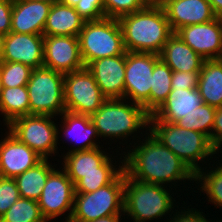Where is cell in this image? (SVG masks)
I'll return each mask as SVG.
<instances>
[{"instance_id":"7dc6e473","label":"cell","mask_w":222,"mask_h":222,"mask_svg":"<svg viewBox=\"0 0 222 222\" xmlns=\"http://www.w3.org/2000/svg\"><path fill=\"white\" fill-rule=\"evenodd\" d=\"M147 5H154L157 0H143Z\"/></svg>"},{"instance_id":"f1b7e54d","label":"cell","mask_w":222,"mask_h":222,"mask_svg":"<svg viewBox=\"0 0 222 222\" xmlns=\"http://www.w3.org/2000/svg\"><path fill=\"white\" fill-rule=\"evenodd\" d=\"M216 109L206 103H202L191 113L186 114L176 124L181 128L194 130L207 135L211 141L212 129L216 115Z\"/></svg>"},{"instance_id":"9c48e42d","label":"cell","mask_w":222,"mask_h":222,"mask_svg":"<svg viewBox=\"0 0 222 222\" xmlns=\"http://www.w3.org/2000/svg\"><path fill=\"white\" fill-rule=\"evenodd\" d=\"M54 116L26 115L14 119L8 131L20 142L38 153L43 159H48L58 150V126L52 121Z\"/></svg>"},{"instance_id":"277c9868","label":"cell","mask_w":222,"mask_h":222,"mask_svg":"<svg viewBox=\"0 0 222 222\" xmlns=\"http://www.w3.org/2000/svg\"><path fill=\"white\" fill-rule=\"evenodd\" d=\"M148 130L195 174L202 169L198 162L217 154L207 135L181 128L176 123L149 121Z\"/></svg>"},{"instance_id":"cb8c5ba5","label":"cell","mask_w":222,"mask_h":222,"mask_svg":"<svg viewBox=\"0 0 222 222\" xmlns=\"http://www.w3.org/2000/svg\"><path fill=\"white\" fill-rule=\"evenodd\" d=\"M85 20L74 7L52 4L44 26V36H79Z\"/></svg>"},{"instance_id":"3957f363","label":"cell","mask_w":222,"mask_h":222,"mask_svg":"<svg viewBox=\"0 0 222 222\" xmlns=\"http://www.w3.org/2000/svg\"><path fill=\"white\" fill-rule=\"evenodd\" d=\"M127 102L124 98H108L90 116L100 138L123 140L137 133L138 129H149L150 114L142 105L131 103L130 100Z\"/></svg>"},{"instance_id":"bcb514c9","label":"cell","mask_w":222,"mask_h":222,"mask_svg":"<svg viewBox=\"0 0 222 222\" xmlns=\"http://www.w3.org/2000/svg\"><path fill=\"white\" fill-rule=\"evenodd\" d=\"M29 1H42L50 4H56V3H61L62 0H29Z\"/></svg>"},{"instance_id":"52a82bcc","label":"cell","mask_w":222,"mask_h":222,"mask_svg":"<svg viewBox=\"0 0 222 222\" xmlns=\"http://www.w3.org/2000/svg\"><path fill=\"white\" fill-rule=\"evenodd\" d=\"M124 212V170L92 193H75L69 222H91Z\"/></svg>"},{"instance_id":"8992f818","label":"cell","mask_w":222,"mask_h":222,"mask_svg":"<svg viewBox=\"0 0 222 222\" xmlns=\"http://www.w3.org/2000/svg\"><path fill=\"white\" fill-rule=\"evenodd\" d=\"M78 39L85 67L92 61L126 52L122 30L116 18L85 21Z\"/></svg>"},{"instance_id":"e0dca14e","label":"cell","mask_w":222,"mask_h":222,"mask_svg":"<svg viewBox=\"0 0 222 222\" xmlns=\"http://www.w3.org/2000/svg\"><path fill=\"white\" fill-rule=\"evenodd\" d=\"M6 133L4 139L0 140V176L15 178L36 166L43 158L9 131Z\"/></svg>"},{"instance_id":"ab89813d","label":"cell","mask_w":222,"mask_h":222,"mask_svg":"<svg viewBox=\"0 0 222 222\" xmlns=\"http://www.w3.org/2000/svg\"><path fill=\"white\" fill-rule=\"evenodd\" d=\"M211 144L213 148L219 153L222 146V107L216 109L211 135Z\"/></svg>"},{"instance_id":"ee69618b","label":"cell","mask_w":222,"mask_h":222,"mask_svg":"<svg viewBox=\"0 0 222 222\" xmlns=\"http://www.w3.org/2000/svg\"><path fill=\"white\" fill-rule=\"evenodd\" d=\"M4 38H5V35L0 33V61H1L2 53H3Z\"/></svg>"},{"instance_id":"d4e9b609","label":"cell","mask_w":222,"mask_h":222,"mask_svg":"<svg viewBox=\"0 0 222 222\" xmlns=\"http://www.w3.org/2000/svg\"><path fill=\"white\" fill-rule=\"evenodd\" d=\"M203 103L222 107V60H205L200 71L198 88Z\"/></svg>"},{"instance_id":"8d00e7d4","label":"cell","mask_w":222,"mask_h":222,"mask_svg":"<svg viewBox=\"0 0 222 222\" xmlns=\"http://www.w3.org/2000/svg\"><path fill=\"white\" fill-rule=\"evenodd\" d=\"M200 72H173L171 79L172 89L198 88Z\"/></svg>"},{"instance_id":"8fae6325","label":"cell","mask_w":222,"mask_h":222,"mask_svg":"<svg viewBox=\"0 0 222 222\" xmlns=\"http://www.w3.org/2000/svg\"><path fill=\"white\" fill-rule=\"evenodd\" d=\"M159 54L126 51L124 99L140 104L150 114V90Z\"/></svg>"},{"instance_id":"7bdbcfd3","label":"cell","mask_w":222,"mask_h":222,"mask_svg":"<svg viewBox=\"0 0 222 222\" xmlns=\"http://www.w3.org/2000/svg\"><path fill=\"white\" fill-rule=\"evenodd\" d=\"M80 0H62L61 3L71 6V7H75V5L79 2Z\"/></svg>"},{"instance_id":"7c38bea8","label":"cell","mask_w":222,"mask_h":222,"mask_svg":"<svg viewBox=\"0 0 222 222\" xmlns=\"http://www.w3.org/2000/svg\"><path fill=\"white\" fill-rule=\"evenodd\" d=\"M54 169L48 176L38 200L41 214L46 222L69 212L65 222H69L75 195V186L67 173Z\"/></svg>"},{"instance_id":"f6af8a7d","label":"cell","mask_w":222,"mask_h":222,"mask_svg":"<svg viewBox=\"0 0 222 222\" xmlns=\"http://www.w3.org/2000/svg\"><path fill=\"white\" fill-rule=\"evenodd\" d=\"M170 1H173V0H157V2H156L154 5L163 8V7H164L167 3H169Z\"/></svg>"},{"instance_id":"9a60e30c","label":"cell","mask_w":222,"mask_h":222,"mask_svg":"<svg viewBox=\"0 0 222 222\" xmlns=\"http://www.w3.org/2000/svg\"><path fill=\"white\" fill-rule=\"evenodd\" d=\"M175 33L204 60L220 59L222 40L219 18L206 23L183 26Z\"/></svg>"},{"instance_id":"ba28073f","label":"cell","mask_w":222,"mask_h":222,"mask_svg":"<svg viewBox=\"0 0 222 222\" xmlns=\"http://www.w3.org/2000/svg\"><path fill=\"white\" fill-rule=\"evenodd\" d=\"M30 115H61L65 110L64 74L47 67L33 69L26 85Z\"/></svg>"},{"instance_id":"d6a6232c","label":"cell","mask_w":222,"mask_h":222,"mask_svg":"<svg viewBox=\"0 0 222 222\" xmlns=\"http://www.w3.org/2000/svg\"><path fill=\"white\" fill-rule=\"evenodd\" d=\"M120 173L80 174V180L74 185L75 193H92L110 184Z\"/></svg>"},{"instance_id":"ffe728a7","label":"cell","mask_w":222,"mask_h":222,"mask_svg":"<svg viewBox=\"0 0 222 222\" xmlns=\"http://www.w3.org/2000/svg\"><path fill=\"white\" fill-rule=\"evenodd\" d=\"M51 6L42 1L13 0L11 32L43 35Z\"/></svg>"},{"instance_id":"681fc988","label":"cell","mask_w":222,"mask_h":222,"mask_svg":"<svg viewBox=\"0 0 222 222\" xmlns=\"http://www.w3.org/2000/svg\"><path fill=\"white\" fill-rule=\"evenodd\" d=\"M2 91H3V85H2V82H1V78H0V97H1Z\"/></svg>"},{"instance_id":"7402d4cb","label":"cell","mask_w":222,"mask_h":222,"mask_svg":"<svg viewBox=\"0 0 222 222\" xmlns=\"http://www.w3.org/2000/svg\"><path fill=\"white\" fill-rule=\"evenodd\" d=\"M159 56L173 72H200L205 61L176 33L168 38Z\"/></svg>"},{"instance_id":"d6986e66","label":"cell","mask_w":222,"mask_h":222,"mask_svg":"<svg viewBox=\"0 0 222 222\" xmlns=\"http://www.w3.org/2000/svg\"><path fill=\"white\" fill-rule=\"evenodd\" d=\"M163 8L173 33L183 26L206 23L216 18L208 0H173Z\"/></svg>"},{"instance_id":"f35d334b","label":"cell","mask_w":222,"mask_h":222,"mask_svg":"<svg viewBox=\"0 0 222 222\" xmlns=\"http://www.w3.org/2000/svg\"><path fill=\"white\" fill-rule=\"evenodd\" d=\"M187 210L188 211L183 210L184 212H176L168 222H209L207 221L208 219L205 218V215H202L203 212H200V210H196L195 208H190V210L187 208Z\"/></svg>"},{"instance_id":"f546056e","label":"cell","mask_w":222,"mask_h":222,"mask_svg":"<svg viewBox=\"0 0 222 222\" xmlns=\"http://www.w3.org/2000/svg\"><path fill=\"white\" fill-rule=\"evenodd\" d=\"M0 222H46L38 201L20 197L4 215Z\"/></svg>"},{"instance_id":"d590c367","label":"cell","mask_w":222,"mask_h":222,"mask_svg":"<svg viewBox=\"0 0 222 222\" xmlns=\"http://www.w3.org/2000/svg\"><path fill=\"white\" fill-rule=\"evenodd\" d=\"M74 8L85 21L106 17L102 0H80Z\"/></svg>"},{"instance_id":"484cf974","label":"cell","mask_w":222,"mask_h":222,"mask_svg":"<svg viewBox=\"0 0 222 222\" xmlns=\"http://www.w3.org/2000/svg\"><path fill=\"white\" fill-rule=\"evenodd\" d=\"M54 169L48 159H43L36 166L16 176L14 179L20 197L38 201L47 178Z\"/></svg>"},{"instance_id":"30bf717a","label":"cell","mask_w":222,"mask_h":222,"mask_svg":"<svg viewBox=\"0 0 222 222\" xmlns=\"http://www.w3.org/2000/svg\"><path fill=\"white\" fill-rule=\"evenodd\" d=\"M63 91L66 111L77 114L91 116L108 99L86 67L64 74Z\"/></svg>"},{"instance_id":"6da1fadb","label":"cell","mask_w":222,"mask_h":222,"mask_svg":"<svg viewBox=\"0 0 222 222\" xmlns=\"http://www.w3.org/2000/svg\"><path fill=\"white\" fill-rule=\"evenodd\" d=\"M137 146L123 153L125 175L149 184H168L195 180V173L150 131ZM149 134V135H148ZM148 136V137H147ZM144 142V143H143ZM185 180V181H184Z\"/></svg>"},{"instance_id":"4dcf8cb0","label":"cell","mask_w":222,"mask_h":222,"mask_svg":"<svg viewBox=\"0 0 222 222\" xmlns=\"http://www.w3.org/2000/svg\"><path fill=\"white\" fill-rule=\"evenodd\" d=\"M219 165L205 173L202 168L195 174V181L202 182L200 191L206 193L209 202L220 208L222 206V164Z\"/></svg>"},{"instance_id":"5b68a950","label":"cell","mask_w":222,"mask_h":222,"mask_svg":"<svg viewBox=\"0 0 222 222\" xmlns=\"http://www.w3.org/2000/svg\"><path fill=\"white\" fill-rule=\"evenodd\" d=\"M164 187L137 181L124 172V215L131 217L133 222H149L170 213L174 201Z\"/></svg>"},{"instance_id":"b9f144b4","label":"cell","mask_w":222,"mask_h":222,"mask_svg":"<svg viewBox=\"0 0 222 222\" xmlns=\"http://www.w3.org/2000/svg\"><path fill=\"white\" fill-rule=\"evenodd\" d=\"M123 214H124V212L122 214H116V215H111V216L104 217V218H99V219L91 221V222H121L120 218Z\"/></svg>"},{"instance_id":"e575fe53","label":"cell","mask_w":222,"mask_h":222,"mask_svg":"<svg viewBox=\"0 0 222 222\" xmlns=\"http://www.w3.org/2000/svg\"><path fill=\"white\" fill-rule=\"evenodd\" d=\"M20 198L14 178L0 177V217Z\"/></svg>"},{"instance_id":"ac0fdd59","label":"cell","mask_w":222,"mask_h":222,"mask_svg":"<svg viewBox=\"0 0 222 222\" xmlns=\"http://www.w3.org/2000/svg\"><path fill=\"white\" fill-rule=\"evenodd\" d=\"M86 68L107 98H124L126 52L92 61Z\"/></svg>"},{"instance_id":"4fadbf2b","label":"cell","mask_w":222,"mask_h":222,"mask_svg":"<svg viewBox=\"0 0 222 222\" xmlns=\"http://www.w3.org/2000/svg\"><path fill=\"white\" fill-rule=\"evenodd\" d=\"M44 67L62 74L85 67L77 36H44Z\"/></svg>"},{"instance_id":"836d02e7","label":"cell","mask_w":222,"mask_h":222,"mask_svg":"<svg viewBox=\"0 0 222 222\" xmlns=\"http://www.w3.org/2000/svg\"><path fill=\"white\" fill-rule=\"evenodd\" d=\"M105 10V16L116 18L137 12L147 4L143 0H102Z\"/></svg>"},{"instance_id":"2e32d148","label":"cell","mask_w":222,"mask_h":222,"mask_svg":"<svg viewBox=\"0 0 222 222\" xmlns=\"http://www.w3.org/2000/svg\"><path fill=\"white\" fill-rule=\"evenodd\" d=\"M101 147H96L84 151H75L64 154L63 170L67 173L75 185L80 180V174L91 173H121L123 161L119 164L118 169L113 165L111 157L102 151Z\"/></svg>"},{"instance_id":"1f68e13d","label":"cell","mask_w":222,"mask_h":222,"mask_svg":"<svg viewBox=\"0 0 222 222\" xmlns=\"http://www.w3.org/2000/svg\"><path fill=\"white\" fill-rule=\"evenodd\" d=\"M33 69L23 63L0 62V78L3 88L27 85Z\"/></svg>"},{"instance_id":"603a6c76","label":"cell","mask_w":222,"mask_h":222,"mask_svg":"<svg viewBox=\"0 0 222 222\" xmlns=\"http://www.w3.org/2000/svg\"><path fill=\"white\" fill-rule=\"evenodd\" d=\"M60 116H62L61 122L63 126H61V130L58 128V134H60L59 131L63 130L62 132H64L65 137L80 144V146H76L71 150L69 149L66 154L100 147L94 139L99 136L89 115L77 114L65 110Z\"/></svg>"},{"instance_id":"74e56055","label":"cell","mask_w":222,"mask_h":222,"mask_svg":"<svg viewBox=\"0 0 222 222\" xmlns=\"http://www.w3.org/2000/svg\"><path fill=\"white\" fill-rule=\"evenodd\" d=\"M13 0H0V33L11 32Z\"/></svg>"},{"instance_id":"7a4b0ae2","label":"cell","mask_w":222,"mask_h":222,"mask_svg":"<svg viewBox=\"0 0 222 222\" xmlns=\"http://www.w3.org/2000/svg\"><path fill=\"white\" fill-rule=\"evenodd\" d=\"M125 50L160 54L173 34L164 8L146 5L141 10L118 18Z\"/></svg>"},{"instance_id":"83f0119b","label":"cell","mask_w":222,"mask_h":222,"mask_svg":"<svg viewBox=\"0 0 222 222\" xmlns=\"http://www.w3.org/2000/svg\"><path fill=\"white\" fill-rule=\"evenodd\" d=\"M172 73L173 71L161 59L155 64L150 90V115L163 104L171 92Z\"/></svg>"},{"instance_id":"4316f807","label":"cell","mask_w":222,"mask_h":222,"mask_svg":"<svg viewBox=\"0 0 222 222\" xmlns=\"http://www.w3.org/2000/svg\"><path fill=\"white\" fill-rule=\"evenodd\" d=\"M0 113L3 114L5 125L14 119L30 115V103L26 85L3 88L0 97Z\"/></svg>"},{"instance_id":"60d3db41","label":"cell","mask_w":222,"mask_h":222,"mask_svg":"<svg viewBox=\"0 0 222 222\" xmlns=\"http://www.w3.org/2000/svg\"><path fill=\"white\" fill-rule=\"evenodd\" d=\"M210 2L212 11L215 17L219 18L222 16V0H208Z\"/></svg>"},{"instance_id":"44dd1931","label":"cell","mask_w":222,"mask_h":222,"mask_svg":"<svg viewBox=\"0 0 222 222\" xmlns=\"http://www.w3.org/2000/svg\"><path fill=\"white\" fill-rule=\"evenodd\" d=\"M203 103L199 90L172 89L163 104L150 115L149 121L176 123Z\"/></svg>"},{"instance_id":"c3c4849f","label":"cell","mask_w":222,"mask_h":222,"mask_svg":"<svg viewBox=\"0 0 222 222\" xmlns=\"http://www.w3.org/2000/svg\"><path fill=\"white\" fill-rule=\"evenodd\" d=\"M219 20H220V22H221V40H222V16L219 17ZM220 59L222 60V50H221Z\"/></svg>"},{"instance_id":"5bb4252c","label":"cell","mask_w":222,"mask_h":222,"mask_svg":"<svg viewBox=\"0 0 222 222\" xmlns=\"http://www.w3.org/2000/svg\"><path fill=\"white\" fill-rule=\"evenodd\" d=\"M0 62L23 63L32 69L44 66V35L10 32L5 35Z\"/></svg>"}]
</instances>
